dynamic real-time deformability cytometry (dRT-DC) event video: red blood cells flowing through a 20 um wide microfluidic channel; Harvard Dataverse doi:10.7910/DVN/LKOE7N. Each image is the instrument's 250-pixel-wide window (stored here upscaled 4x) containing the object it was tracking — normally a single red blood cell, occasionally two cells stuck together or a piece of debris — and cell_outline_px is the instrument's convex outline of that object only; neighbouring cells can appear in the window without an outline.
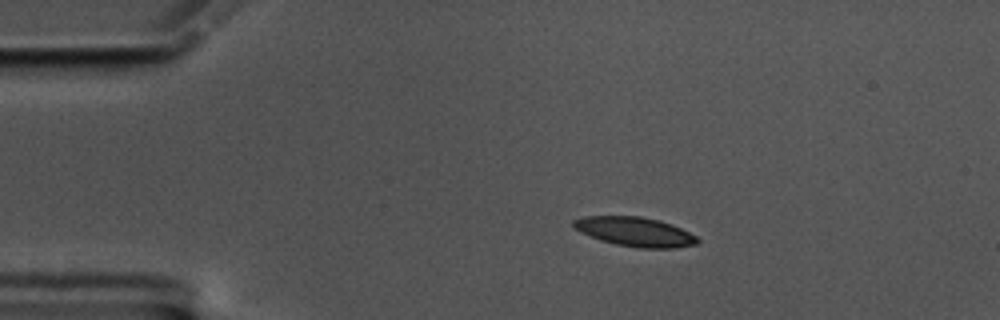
{"species": "common noctule bat (a hibernating species)", "species_latin": "Nyctalus noctula", "temperature_condition": "cold", "stored_images_in_passage": 48, "camera_frame_rate_fps": 3000, "um_per_image_px": 0.085, "animal": {"sex": "male", "body_mass_g": 17.5, "forearm_length_mm": 52.3}, "frame": {"image": 1, "passage_image": 1, "time_ms": 0.0, "image_size_px": [1000, 320], "cell_outline_px": [[700, 240], [696, 244], [676, 248], [640, 248], [616, 244], [600, 240], [580, 232], [572, 224], [572, 220], [584, 216], [640, 216], [660, 220], [672, 224], [696, 236]], "centroid_in_image_um": [53.97, 19.69], "position_along_channel_um": 31.0, "area_um2": 21.15}}
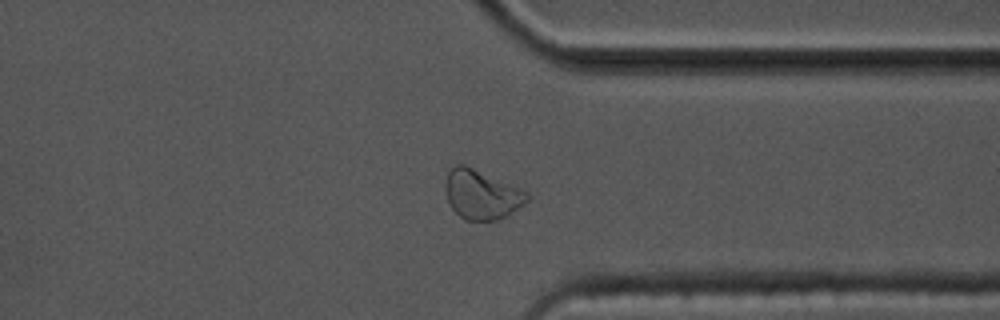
{"frame": {"image": 2, "passage_image": 35, "time_ms": 11.333, "image_size_px": [1000, 320], "cell_outline_px": [[532, 196], [528, 200], [504, 216], [496, 220], [464, 220], [448, 204], [444, 188], [444, 180], [448, 172], [456, 164], [464, 164], [528, 192]], "centroid_in_image_um": [40.88, 16.52], "position_along_channel_um": 370.5, "area_um2": 23.24}}
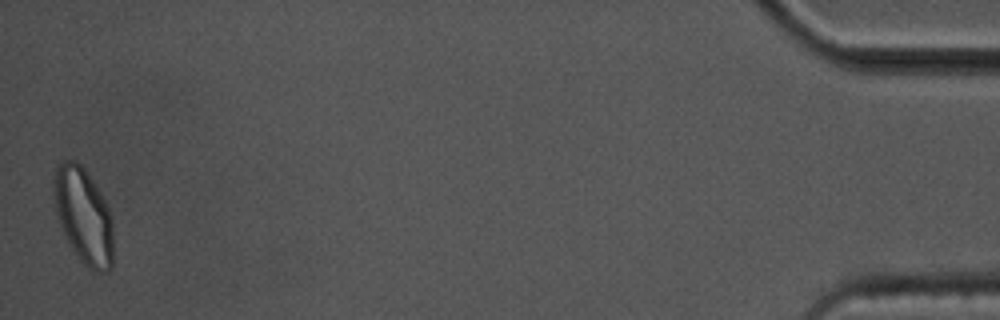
{"frame": {"image": 3, "passage_image": 48, "time_ms": 15.667, "image_size_px": [1000, 320], "cell_outline_px": [[112, 268], [108, 272], [96, 272], [88, 268], [80, 260], [68, 244], [64, 236], [56, 212], [52, 192], [52, 180], [56, 164], [64, 160], [76, 160], [84, 168], [104, 200], [108, 208], [112, 220]], "centroid_in_image_um": [7.06, 18.34], "position_along_channel_um": 428.1, "area_um2": 33.47}, "authors_computed_cell_mechanics": {"area_um2": 21.4149, "velocity_mm_per_s": 3.4351, "shape_relaxation_time_tau1_ms": 5.1733, "shape_relaxation_time_tau2_ms": 2.754, "deformation_change_tau1": 0.1409, "deformation_change_tau2": 0.0722}}